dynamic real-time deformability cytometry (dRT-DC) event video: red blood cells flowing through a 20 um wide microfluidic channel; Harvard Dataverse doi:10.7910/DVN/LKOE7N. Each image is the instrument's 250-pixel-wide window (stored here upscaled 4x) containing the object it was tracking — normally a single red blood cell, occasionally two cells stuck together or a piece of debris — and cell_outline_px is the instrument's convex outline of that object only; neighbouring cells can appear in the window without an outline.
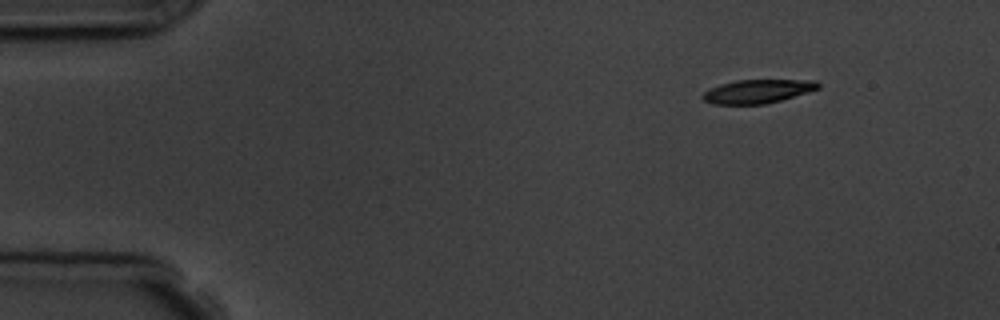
{"species": "common noctule bat (a hibernating species)", "species_latin": "Nyctalus noctula", "temperature_condition": "room temperature", "stored_images_in_passage": 3, "camera_frame_rate_fps": 3000, "um_per_image_px": 0.085, "animal": {"sex": "male", "body_mass_g": 19.5, "forearm_length_mm": 54.6}, "frame": {"image": 1, "passage_image": 3, "time_ms": 3.0, "image_size_px": [1000, 320], "cell_outline_px": [[820, 88], [808, 92], [780, 100], [764, 104], [712, 104], [704, 100], [700, 96], [704, 92], [720, 84], [736, 80], [816, 80], [820, 84]], "centroid_in_image_um": [64.4, 7.76], "position_along_channel_um": 20.6, "area_um2": 15.84}}